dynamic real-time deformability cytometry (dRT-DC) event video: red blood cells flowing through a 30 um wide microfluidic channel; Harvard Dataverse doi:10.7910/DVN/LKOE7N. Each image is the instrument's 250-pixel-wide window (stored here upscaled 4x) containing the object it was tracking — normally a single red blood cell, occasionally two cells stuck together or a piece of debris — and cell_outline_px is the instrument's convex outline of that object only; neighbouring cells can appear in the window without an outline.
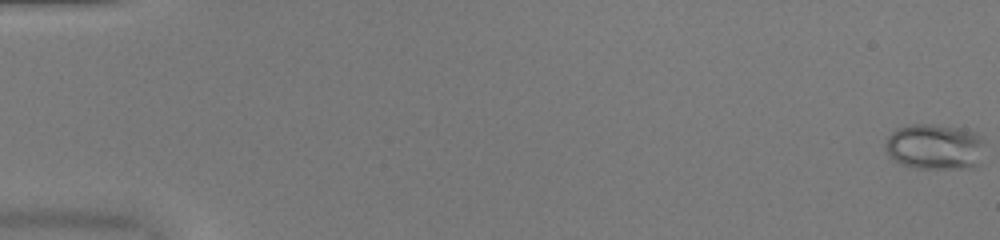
{"species": "common noctule bat (a hibernating species)", "species_latin": "Nyctalus noctula", "temperature_condition": "warm", "stored_images_in_passage": 52, "camera_frame_rate_fps": 3000, "um_per_image_px": 0.085, "animal": {"sex": "female", "body_mass_g": 20.0, "forearm_length_mm": 54.0}, "frame": {"image": 1, "passage_image": 1, "time_ms": 0.0, "image_size_px": [1000, 240], "cell_outline_px": [[984, 140], [980, 164], [976, 168], [916, 168], [900, 164], [888, 156], [884, 148], [884, 144], [888, 136], [896, 128], [908, 124], [932, 124], [960, 128], [976, 132]], "centroid_in_image_um": [79.44, 12.47], "position_along_channel_um": 5.6, "area_um2": 26.99}}
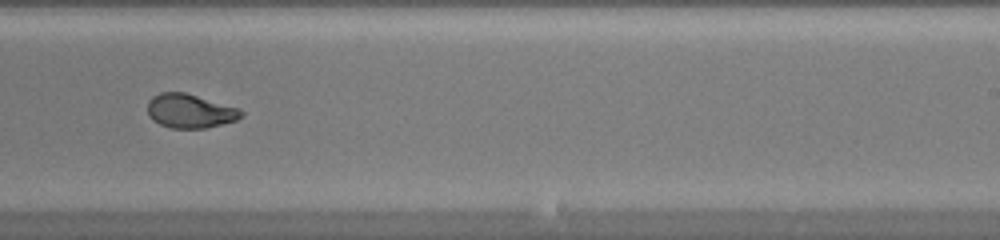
{"frame": {"image": 2, "passage_image": 34, "time_ms": 11.0, "image_size_px": [1000, 240], "cell_outline_px": [[244, 116], [236, 120], [204, 128], [172, 128], [160, 124], [152, 120], [148, 116], [148, 100], [152, 96], [160, 92], [184, 92], [240, 108], [244, 112]], "centroid_in_image_um": [16.14, 9.43], "position_along_channel_um": 272.9, "area_um2": 18.61}}
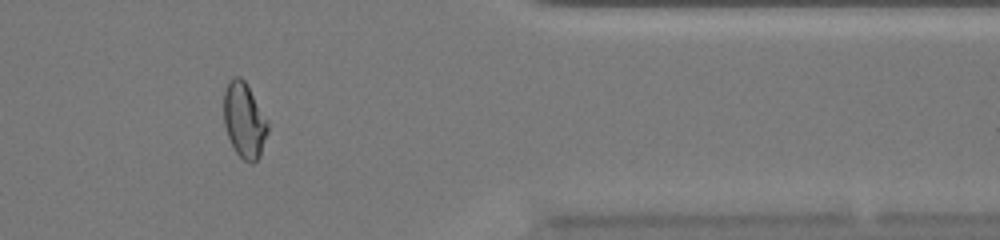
{"frame": {"image": 3, "passage_image": 44, "time_ms": 14.333, "image_size_px": [1000, 240], "cell_outline_px": [[268, 132], [260, 156], [252, 164], [244, 160], [236, 152], [228, 136], [224, 124], [224, 92], [228, 80], [232, 76], [240, 76], [244, 80], [268, 124]], "centroid_in_image_um": [20.74, 10.23], "position_along_channel_um": 390.7, "area_um2": 18.96}, "authors_computed_cell_mechanics": {"area_um2": 20.3167, "velocity_mm_per_s": 4.0723, "shape_relaxation_time_tau1_ms": 9.6051, "shape_relaxation_time_tau2_ms": 0.9798, "deformation_change_tau1": 0.2938, "deformation_change_tau2": 0.0635}}